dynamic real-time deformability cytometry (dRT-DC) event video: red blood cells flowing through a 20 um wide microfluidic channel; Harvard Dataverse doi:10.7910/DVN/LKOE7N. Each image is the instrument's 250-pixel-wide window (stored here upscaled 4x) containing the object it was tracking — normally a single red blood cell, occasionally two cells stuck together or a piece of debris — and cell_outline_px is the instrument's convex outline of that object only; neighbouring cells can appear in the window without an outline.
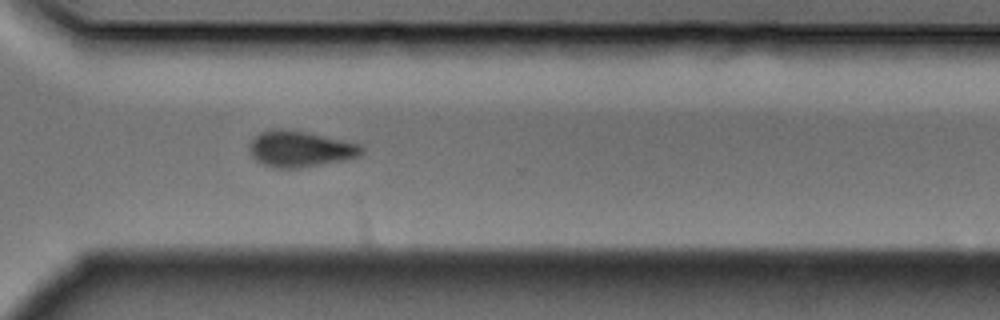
{"species": "Egyptian fruit bat (a non-hibernating species)", "species_latin": "Rousettus aegyptiacus", "temperature_condition": "cold", "stored_images_in_passage": 48, "camera_frame_rate_fps": 3000, "um_per_image_px": 0.085, "animal": {"sex": "male"}, "frame": {"image": 1, "passage_image": 35, "time_ms": 11.333, "image_size_px": [1000, 320], "cell_outline_px": [[352, 152], [328, 156], [280, 160], [268, 156], [260, 152], [260, 140], [272, 136], [296, 136], [336, 144], [352, 148]], "centroid_in_image_um": [25.43, 12.57], "position_along_channel_um": 345.2, "area_um2": 11.21}}
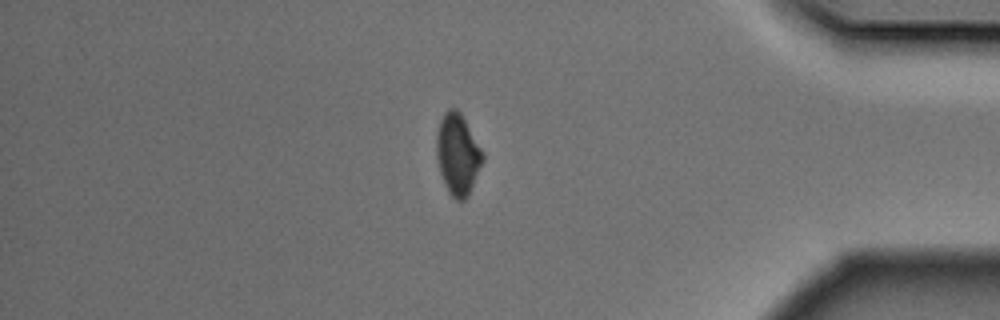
{"frame": {"image": 2, "passage_image": 41, "time_ms": 13.333, "image_size_px": [1000, 320], "cell_outline_px": [[480, 160], [464, 192], [460, 196], [452, 188], [444, 172], [440, 156], [440, 136], [444, 120], [452, 112], [460, 120], [476, 148], [480, 156]], "centroid_in_image_um": [38.9, 13.08], "position_along_channel_um": 396.3, "area_um2": 15.2}}
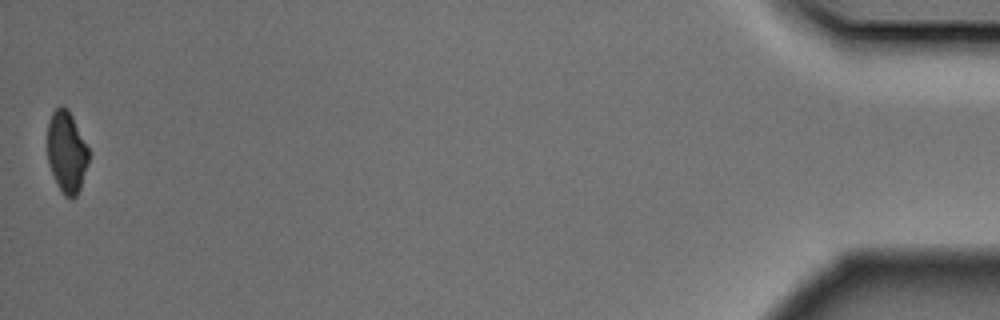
{"frame": {"image": 3, "passage_image": 48, "time_ms": 15.667, "image_size_px": [1000, 320], "cell_outline_px": [[88, 156], [76, 192], [72, 196], [60, 184], [56, 176], [52, 164], [48, 144], [48, 132], [52, 120], [56, 112], [60, 108], [64, 108], [68, 112], [88, 152]], "centroid_in_image_um": [5.67, 12.84], "position_along_channel_um": 429.5, "area_um2": 16.18}}